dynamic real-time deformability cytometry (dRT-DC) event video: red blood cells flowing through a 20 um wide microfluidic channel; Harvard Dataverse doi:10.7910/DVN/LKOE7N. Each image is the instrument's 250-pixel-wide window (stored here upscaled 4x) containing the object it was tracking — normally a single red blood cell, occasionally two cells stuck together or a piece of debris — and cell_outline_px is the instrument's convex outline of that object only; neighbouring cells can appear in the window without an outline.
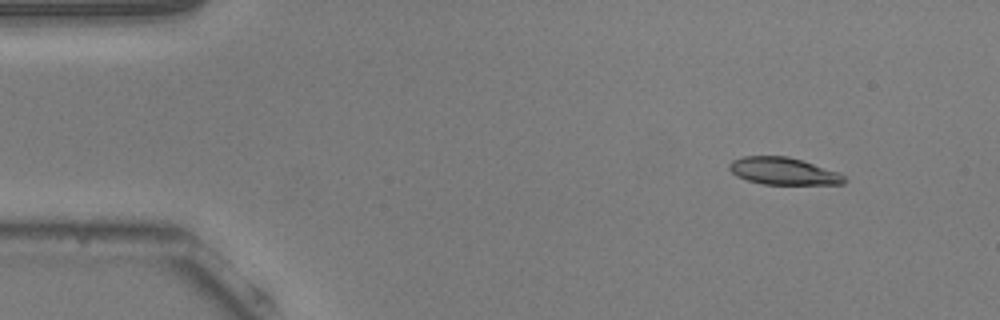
{"species": "common noctule bat (a hibernating species)", "species_latin": "Nyctalus noctula", "temperature_condition": "warm", "stored_images_in_passage": 49, "camera_frame_rate_fps": 3000, "um_per_image_px": 0.085, "animal": {"sex": "male", "body_mass_g": 20.5, "forearm_length_mm": 52.5}, "frame": {"image": 1, "passage_image": 2, "time_ms": 0.333, "image_size_px": [1000, 320], "cell_outline_px": [[848, 180], [844, 184], [764, 184], [748, 180], [736, 176], [728, 168], [728, 164], [732, 160], [744, 156], [788, 156], [840, 172]], "centroid_in_image_um": [66.6, 14.54], "position_along_channel_um": 18.4, "area_um2": 18.26}}
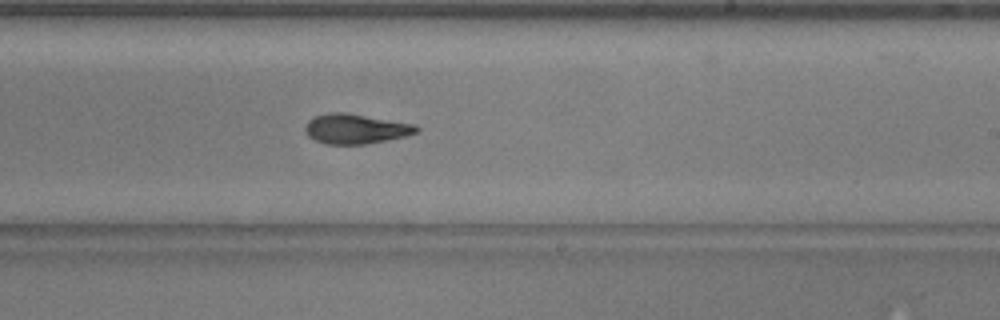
{"frame": {"image": 2, "passage_image": 28, "time_ms": 9.0, "image_size_px": [1000, 320], "cell_outline_px": [[420, 128], [416, 132], [404, 136], [388, 140], [368, 144], [324, 144], [308, 136], [304, 128], [308, 120], [316, 116], [328, 112], [348, 112], [416, 124]], "centroid_in_image_um": [30.23, 10.94], "position_along_channel_um": 258.8, "area_um2": 19.54}}
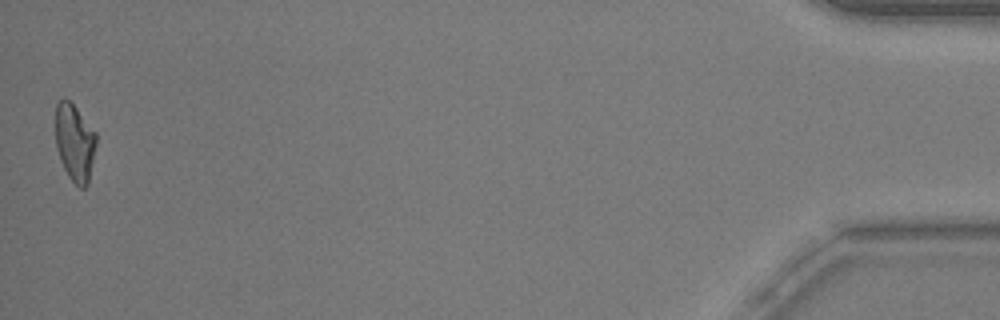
{"frame": {"image": 3, "passage_image": 49, "time_ms": 16.0, "image_size_px": [1000, 320], "cell_outline_px": [[96, 144], [88, 184], [84, 188], [80, 188], [68, 176], [60, 160], [56, 148], [56, 104], [60, 100], [68, 100], [76, 108], [96, 132]], "centroid_in_image_um": [6.35, 12.14], "position_along_channel_um": 428.8, "area_um2": 18.15}, "authors_computed_cell_mechanics": {"area_um2": 19.1896, "velocity_mm_per_s": 3.8085, "shape_relaxation_time_tau1_ms": 4.1463, "shape_relaxation_time_tau2_ms": 2.0079, "deformation_change_tau1": 0.1713, "deformation_change_tau2": 0.0814}}